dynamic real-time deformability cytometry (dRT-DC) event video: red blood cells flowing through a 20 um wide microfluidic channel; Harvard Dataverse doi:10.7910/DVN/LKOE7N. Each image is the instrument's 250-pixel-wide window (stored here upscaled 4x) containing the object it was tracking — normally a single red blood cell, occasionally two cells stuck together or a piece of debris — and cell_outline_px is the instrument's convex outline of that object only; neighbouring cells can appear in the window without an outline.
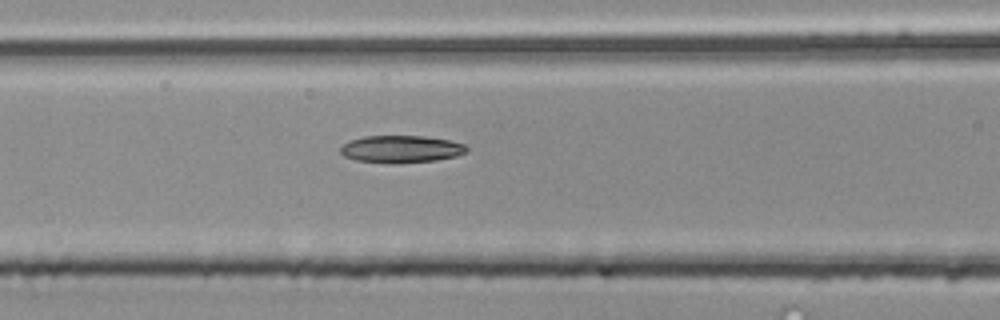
{"species": "common noctule bat (a hibernating species)", "species_latin": "Nyctalus noctula", "temperature_condition": "room temperature", "stored_images_in_passage": 5, "camera_frame_rate_fps": 3000, "um_per_image_px": 0.085, "animal": {"sex": "male", "body_mass_g": 20.4}, "frame": {"image": 1, "passage_image": 5, "time_ms": 1.333, "image_size_px": [1000, 320], "cell_outline_px": [[468, 152], [456, 156], [436, 160], [356, 160], [344, 156], [340, 152], [340, 148], [348, 140], [364, 136], [424, 136], [448, 140], [464, 144], [468, 148]], "centroid_in_image_um": [34.11, 12.61], "position_along_channel_um": 132.5, "area_um2": 19.02}}